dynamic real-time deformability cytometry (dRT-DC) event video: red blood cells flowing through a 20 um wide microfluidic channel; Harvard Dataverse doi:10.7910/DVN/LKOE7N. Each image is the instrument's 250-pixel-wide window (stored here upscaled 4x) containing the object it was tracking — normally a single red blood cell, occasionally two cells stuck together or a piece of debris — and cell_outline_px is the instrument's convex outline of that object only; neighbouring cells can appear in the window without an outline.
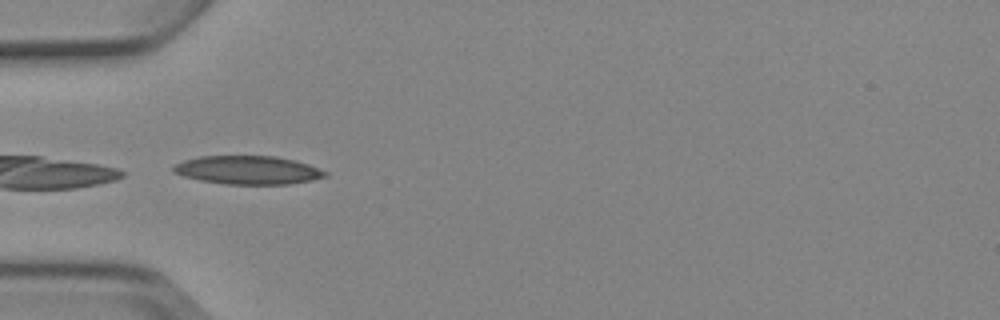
{"species": "Egyptian fruit bat (a non-hibernating species)", "species_latin": "Rousettus aegyptiacus", "temperature_condition": "cold", "stored_images_in_passage": 10, "camera_frame_rate_fps": 3000, "um_per_image_px": 0.085, "animal": {"sex": "female"}, "frame": {"image": 1, "passage_image": 5, "time_ms": 4.667, "image_size_px": [1000, 320], "cell_outline_px": [[328, 176], [312, 180], [288, 184], [224, 184], [200, 180], [184, 176], [172, 172], [172, 168], [176, 164], [184, 160], [200, 156], [276, 156], [296, 160], [308, 164], [328, 172]], "centroid_in_image_um": [21.09, 14.45], "position_along_channel_um": 63.9, "area_um2": 25.2}}
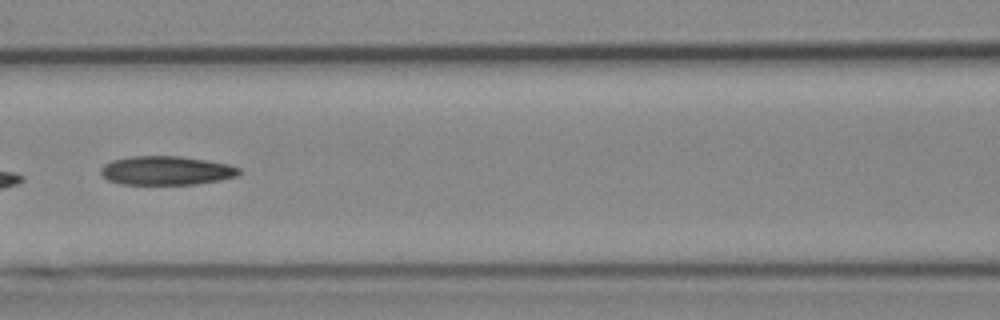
{"frame": {"image": 2, "passage_image": 7, "time_ms": 7.0, "image_size_px": [1000, 320], "cell_outline_px": [[244, 172], [236, 176], [220, 180], [196, 184], [120, 184], [108, 180], [100, 172], [100, 168], [104, 164], [112, 160], [132, 156], [180, 156], [228, 164], [240, 168]], "centroid_in_image_um": [14.14, 14.5], "position_along_channel_um": 152.5, "area_um2": 23.29}}